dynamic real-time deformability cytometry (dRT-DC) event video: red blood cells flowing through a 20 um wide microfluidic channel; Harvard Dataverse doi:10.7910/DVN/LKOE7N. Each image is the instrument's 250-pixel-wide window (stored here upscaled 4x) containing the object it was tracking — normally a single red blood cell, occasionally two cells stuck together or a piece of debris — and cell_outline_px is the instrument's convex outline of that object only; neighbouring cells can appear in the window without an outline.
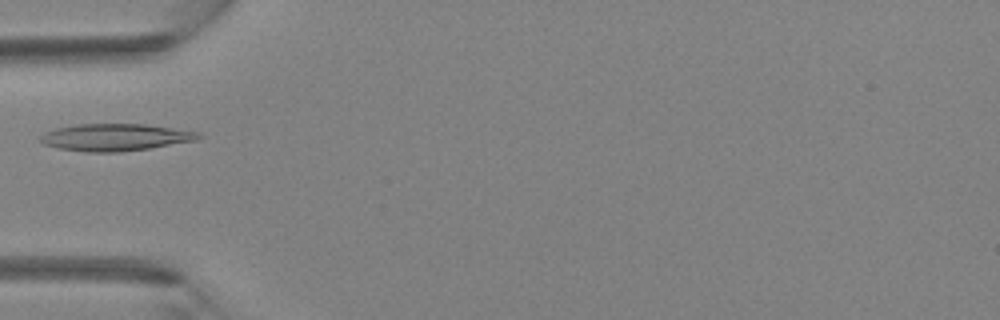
{"species": "Egyptian fruit bat (a non-hibernating species)", "species_latin": "Rousettus aegyptiacus", "temperature_condition": "room temperature", "stored_images_in_passage": 4, "camera_frame_rate_fps": 3000, "um_per_image_px": 0.085, "animal": {"sex": "female"}, "frame": {"image": 1, "passage_image": 4, "time_ms": 1.0, "image_size_px": [1000, 320], "cell_outline_px": [[204, 136], [196, 140], [148, 148], [120, 152], [88, 152], [60, 148], [44, 144], [40, 140], [40, 136], [44, 132], [56, 128], [76, 124], [144, 124], [200, 132]], "centroid_in_image_um": [9.8, 11.66], "position_along_channel_um": 75.2, "area_um2": 24.8}}